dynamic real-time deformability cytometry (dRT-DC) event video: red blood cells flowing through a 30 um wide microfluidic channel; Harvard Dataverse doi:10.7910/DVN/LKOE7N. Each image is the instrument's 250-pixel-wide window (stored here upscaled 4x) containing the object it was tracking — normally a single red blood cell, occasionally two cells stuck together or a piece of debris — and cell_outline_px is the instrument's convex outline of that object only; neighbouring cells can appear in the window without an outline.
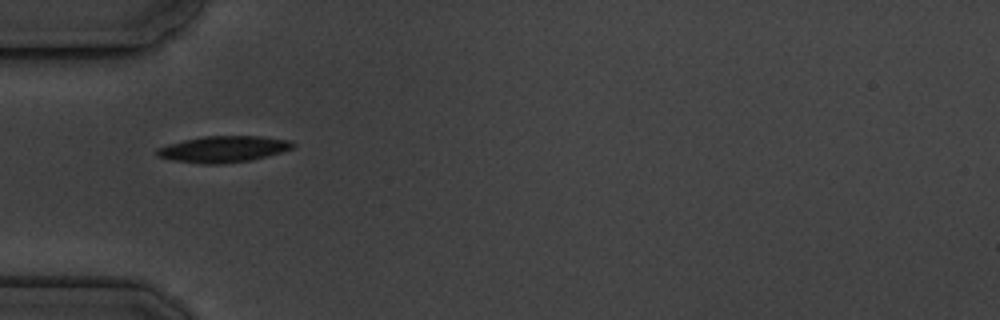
{"species": "common noctule bat (a hibernating species)", "species_latin": "Nyctalus noctula", "temperature_condition": "cold", "stored_images_in_passage": 6, "camera_frame_rate_fps": 3000, "um_per_image_px": 0.085, "animal": {"sex": "male", "body_mass_g": 19.5, "forearm_length_mm": 54.6}, "frame": {"image": 1, "passage_image": 5, "time_ms": 4.667, "image_size_px": [1000, 320], "cell_outline_px": [[296, 144], [292, 148], [280, 152], [252, 160], [220, 164], [200, 164], [172, 160], [156, 156], [156, 148], [168, 144], [184, 140], [204, 136], [260, 136], [292, 140]], "centroid_in_image_um": [18.97, 12.67], "position_along_channel_um": 66.0, "area_um2": 20.92}}